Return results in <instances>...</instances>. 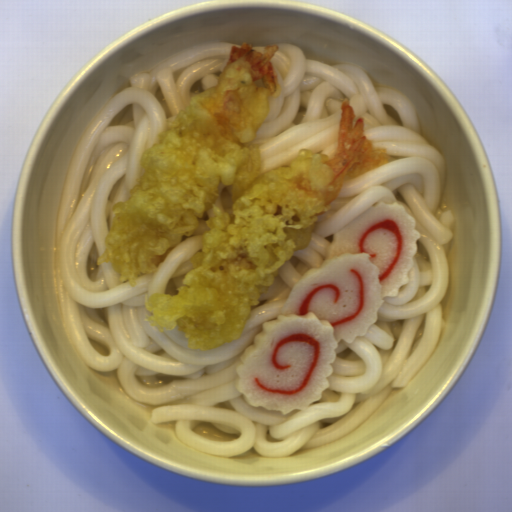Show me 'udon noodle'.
<instances>
[{
    "label": "udon noodle",
    "mask_w": 512,
    "mask_h": 512,
    "mask_svg": "<svg viewBox=\"0 0 512 512\" xmlns=\"http://www.w3.org/2000/svg\"><path fill=\"white\" fill-rule=\"evenodd\" d=\"M232 45L209 39L170 54L150 72L138 71L111 96L82 130L62 187L55 249L59 319L71 347L92 371L111 373L129 398L150 404L152 425L176 421L180 442L203 454L239 457L253 449L265 458L341 439L360 427L395 388H406L435 352L442 337L444 300L450 282L443 245L454 237L456 217L446 209L438 219L447 186L443 152L424 136L421 117L402 92L375 85L352 63L329 65L306 59L293 43L277 45L271 62L281 85L268 97L270 112L255 140L262 148V174L296 157L299 149L334 157L345 98L373 147H386L387 164L344 178L337 199L312 232L306 250L295 252L278 270L270 291L251 306L242 336L212 350H191L176 325L160 332L145 308L153 293L177 295L190 259L203 252L210 209L191 236L170 247L152 274L121 282L112 263L97 265L106 250L113 205L131 197L145 173L142 154L167 130L169 118L190 104L193 94L217 86V75ZM328 157V158H329ZM399 202L417 219L414 270L398 297L385 298L378 322L366 337L339 342L331 384L307 413L248 405L235 389L239 354L253 343L262 322L277 318L305 271L319 267L335 232L371 206Z\"/></svg>",
    "instance_id": "udon-noodle-1"
},
{
    "label": "udon noodle",
    "mask_w": 512,
    "mask_h": 512,
    "mask_svg": "<svg viewBox=\"0 0 512 512\" xmlns=\"http://www.w3.org/2000/svg\"><path fill=\"white\" fill-rule=\"evenodd\" d=\"M266 46H260V45H252V49H256L262 53H264V49Z\"/></svg>",
    "instance_id": "udon-noodle-2"
}]
</instances>
